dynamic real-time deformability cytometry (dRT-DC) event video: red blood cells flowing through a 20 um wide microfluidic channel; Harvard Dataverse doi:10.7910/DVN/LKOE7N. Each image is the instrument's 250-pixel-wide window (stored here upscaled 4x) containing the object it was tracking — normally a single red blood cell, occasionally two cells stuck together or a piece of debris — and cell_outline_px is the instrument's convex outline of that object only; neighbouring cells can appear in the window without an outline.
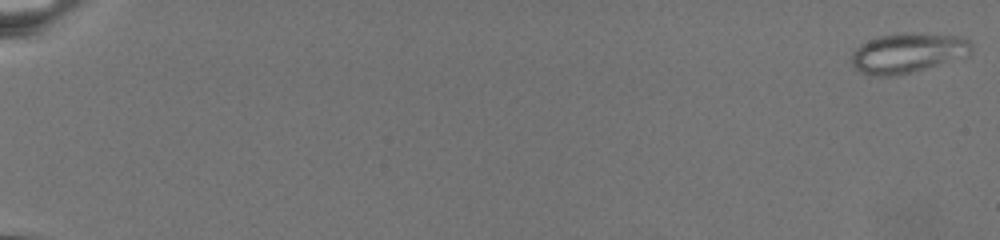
{"species": "common noctule bat (a hibernating species)", "species_latin": "Nyctalus noctula", "temperature_condition": "warm", "stored_images_in_passage": 77, "camera_frame_rate_fps": 3000, "um_per_image_px": 0.085, "animal": {"sex": "female", "body_mass_g": 19.5, "forearm_length_mm": 54.1}, "frame": {"image": 1, "passage_image": 1, "time_ms": 0.0, "image_size_px": [1000, 240], "cell_outline_px": [[972, 48], [968, 56], [912, 72], [888, 76], [876, 76], [860, 72], [852, 64], [852, 52], [860, 44], [868, 40], [880, 36], [904, 32], [908, 32], [960, 36], [968, 40], [972, 44]], "centroid_in_image_um": [77.16, 4.49], "position_along_channel_um": 7.8, "area_um2": 27.8}}
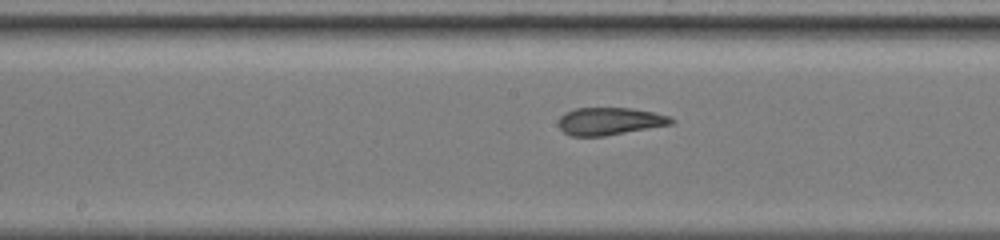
{"frame": {"image": 2, "passage_image": 44, "time_ms": 14.333, "image_size_px": [1000, 240], "cell_outline_px": [[676, 120], [672, 124], [604, 136], [572, 136], [564, 132], [560, 128], [560, 116], [564, 112], [576, 108], [632, 108], [652, 112], [668, 116]], "centroid_in_image_um": [51.82, 10.3], "position_along_channel_um": 196.4, "area_um2": 17.92}}
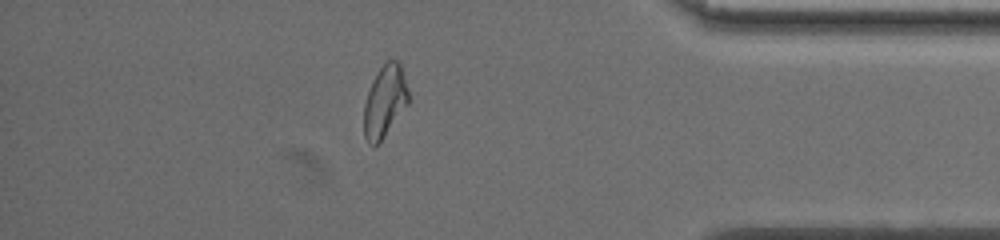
{"frame": {"image": 3, "passage_image": 68, "time_ms": 22.333, "image_size_px": [1000, 240], "cell_outline_px": [[408, 104], [380, 140], [372, 148], [368, 144], [364, 136], [364, 104], [372, 80], [380, 68], [388, 60], [396, 60], [400, 64], [408, 88]], "centroid_in_image_um": [32.69, 8.61], "position_along_channel_um": 402.5, "area_um2": 18.32}}